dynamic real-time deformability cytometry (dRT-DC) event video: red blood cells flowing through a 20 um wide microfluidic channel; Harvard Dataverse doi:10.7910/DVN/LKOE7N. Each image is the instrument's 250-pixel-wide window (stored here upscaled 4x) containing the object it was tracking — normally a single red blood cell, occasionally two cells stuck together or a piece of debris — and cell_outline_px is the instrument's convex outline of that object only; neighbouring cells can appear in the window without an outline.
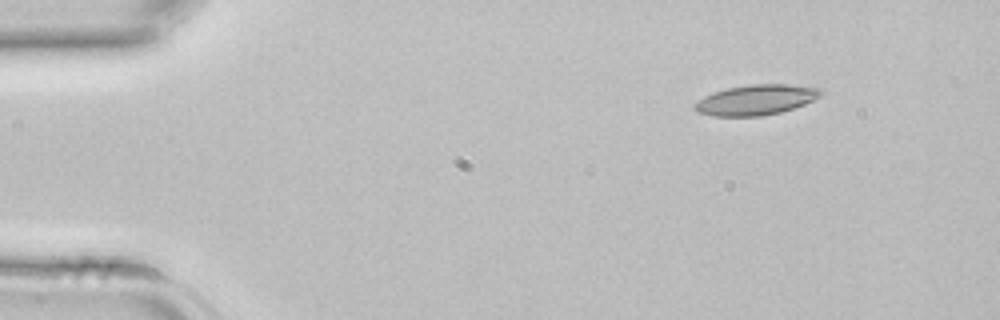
{"species": "common noctule bat (a hibernating species)", "species_latin": "Nyctalus noctula", "temperature_condition": "room temperature", "stored_images_in_passage": 19, "camera_frame_rate_fps": 3000, "um_per_image_px": 0.085, "animal": {"sex": "female", "body_mass_g": 22.7, "forearm_length_mm": 54.2}, "frame": {"image": 1, "passage_image": 1, "time_ms": 0.0, "image_size_px": [1000, 320], "cell_outline_px": [[824, 96], [804, 104], [780, 112], [760, 116], [712, 116], [696, 112], [692, 108], [692, 104], [704, 96], [712, 92], [728, 88], [748, 84], [788, 84], [820, 88], [824, 92]], "centroid_in_image_um": [64.24, 8.48], "position_along_channel_um": 20.8, "area_um2": 22.54}}
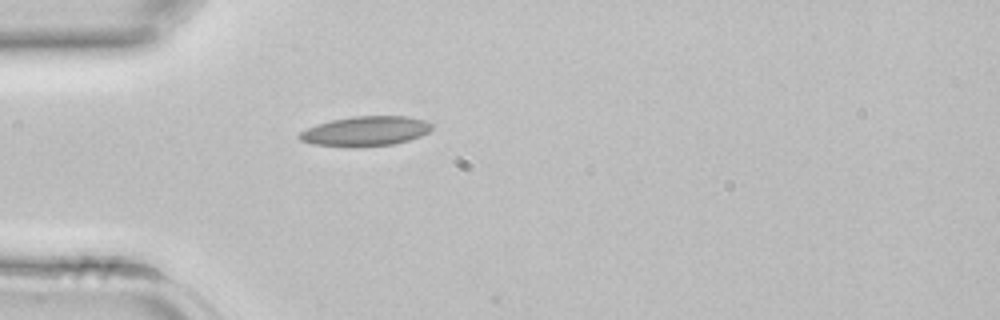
{"frame": {"image": 2, "passage_image": 8, "time_ms": 2.333, "image_size_px": [1000, 320], "cell_outline_px": [[432, 128], [428, 132], [420, 136], [408, 140], [392, 144], [312, 144], [300, 140], [296, 136], [300, 132], [316, 124], [332, 120], [352, 116], [408, 116], [424, 120], [432, 124]], "centroid_in_image_um": [31.09, 11.09], "position_along_channel_um": 53.9, "area_um2": 21.96}}